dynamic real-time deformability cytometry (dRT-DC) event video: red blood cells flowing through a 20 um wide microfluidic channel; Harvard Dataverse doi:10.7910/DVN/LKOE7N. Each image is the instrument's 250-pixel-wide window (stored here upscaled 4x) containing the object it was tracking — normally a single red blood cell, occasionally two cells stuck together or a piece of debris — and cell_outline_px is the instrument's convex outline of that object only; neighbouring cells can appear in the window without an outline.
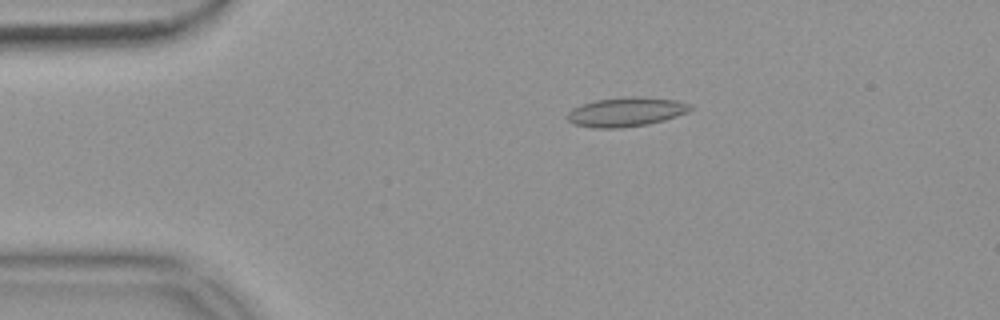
{"species": "common noctule bat (a hibernating species)", "species_latin": "Nyctalus noctula", "temperature_condition": "warm", "stored_images_in_passage": 54, "camera_frame_rate_fps": 3000, "um_per_image_px": 0.085, "animal": {"sex": "female", "body_mass_g": 18.4}, "frame": {"image": 1, "passage_image": 10, "time_ms": 3.0, "image_size_px": [1000, 320], "cell_outline_px": [[692, 108], [688, 112], [664, 120], [648, 124], [620, 128], [592, 128], [572, 124], [568, 120], [568, 112], [572, 108], [580, 104], [596, 100], [636, 96], [640, 96], [676, 100], [688, 104]], "centroid_in_image_um": [53.18, 9.52], "position_along_channel_um": 31.8, "area_um2": 20.92}}
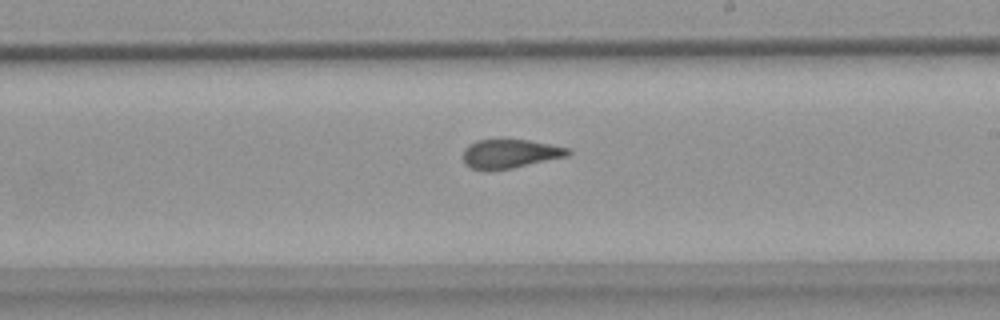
{"frame": {"image": 2, "passage_image": 31, "time_ms": 10.0, "image_size_px": [1000, 320], "cell_outline_px": [[572, 152], [568, 156], [512, 168], [484, 172], [472, 168], [464, 164], [464, 148], [468, 144], [476, 140], [528, 140], [572, 148]], "centroid_in_image_um": [43.35, 13.08], "position_along_channel_um": 245.6, "area_um2": 17.92}}
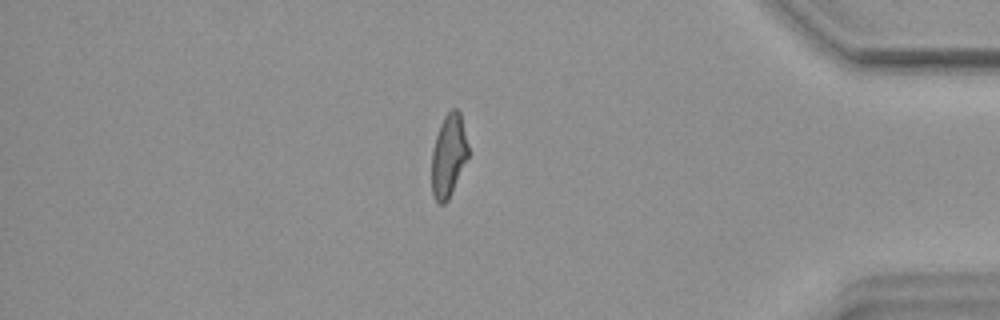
{"frame": {"image": 3, "passage_image": 46, "time_ms": 15.0, "image_size_px": [1000, 320], "cell_outline_px": [[468, 156], [448, 200], [444, 204], [440, 204], [436, 200], [432, 192], [432, 148], [440, 124], [444, 116], [452, 108], [456, 108], [460, 112], [468, 144]], "centroid_in_image_um": [38.12, 13.2], "position_along_channel_um": 397.1, "area_um2": 17.46}, "authors_computed_cell_mechanics": {"area_um2": 18.8139, "velocity_mm_per_s": 3.7024, "shape_relaxation_time_tau1_ms": null, "shape_relaxation_time_tau2_ms": 1.7517, "deformation_change_tau1": null, "deformation_change_tau2": 0.0913}}